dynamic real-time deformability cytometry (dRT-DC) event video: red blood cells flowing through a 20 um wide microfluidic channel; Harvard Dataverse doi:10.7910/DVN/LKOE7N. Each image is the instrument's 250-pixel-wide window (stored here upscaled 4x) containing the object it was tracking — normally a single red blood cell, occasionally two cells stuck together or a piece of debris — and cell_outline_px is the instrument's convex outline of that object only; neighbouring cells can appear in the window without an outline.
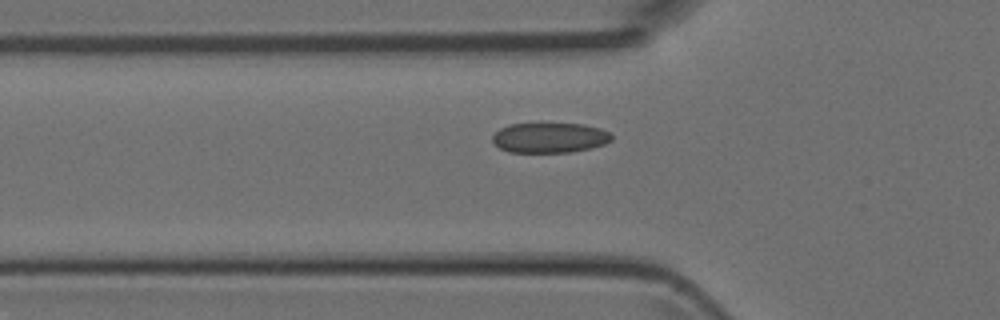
{"species": "Egyptian fruit bat (a non-hibernating species)", "species_latin": "Rousettus aegyptiacus", "temperature_condition": "room temperature", "stored_images_in_passage": 43, "camera_frame_rate_fps": 3000, "um_per_image_px": 0.085, "animal": {"sex": "female"}, "frame": {"image": 1, "passage_image": 16, "time_ms": 5.0, "image_size_px": [1000, 320], "cell_outline_px": [[612, 140], [604, 144], [588, 148], [568, 152], [508, 152], [500, 148], [492, 140], [492, 136], [500, 128], [508, 124], [584, 124], [600, 128], [608, 132], [612, 136]], "centroid_in_image_um": [46.7, 11.7], "position_along_channel_um": 79.1, "area_um2": 20.69}}
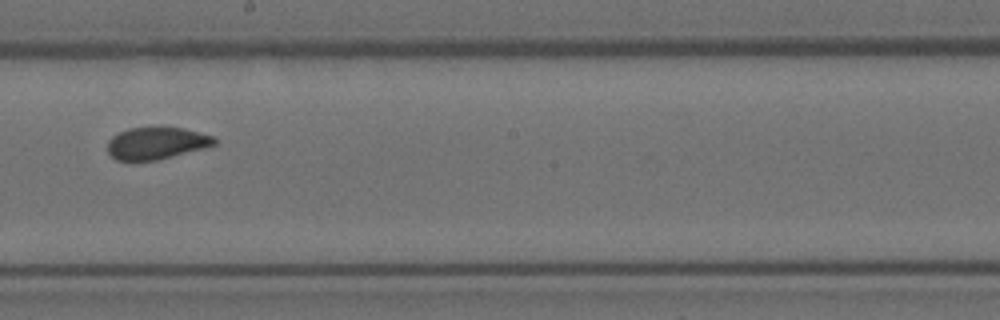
{"frame": {"image": 2, "passage_image": 27, "time_ms": 8.667, "image_size_px": [1000, 320], "cell_outline_px": [[216, 144], [204, 148], [156, 160], [132, 164], [116, 160], [108, 152], [108, 140], [112, 136], [128, 128], [160, 124], [184, 128], [216, 136]], "centroid_in_image_um": [13.27, 12.15], "position_along_channel_um": 234.9, "area_um2": 21.15}}
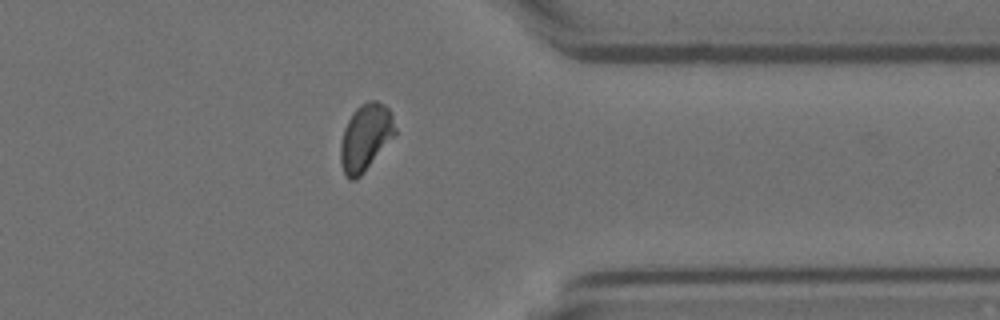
{"frame": {"image": 3, "passage_image": 38, "time_ms": 12.333, "image_size_px": [1000, 320], "cell_outline_px": [[396, 136], [360, 176], [356, 180], [348, 180], [340, 164], [340, 144], [344, 128], [352, 112], [360, 104], [368, 100], [376, 100], [384, 104], [388, 108], [392, 116], [396, 128]], "centroid_in_image_um": [31.07, 11.67], "position_along_channel_um": 380.3, "area_um2": 21.56}}